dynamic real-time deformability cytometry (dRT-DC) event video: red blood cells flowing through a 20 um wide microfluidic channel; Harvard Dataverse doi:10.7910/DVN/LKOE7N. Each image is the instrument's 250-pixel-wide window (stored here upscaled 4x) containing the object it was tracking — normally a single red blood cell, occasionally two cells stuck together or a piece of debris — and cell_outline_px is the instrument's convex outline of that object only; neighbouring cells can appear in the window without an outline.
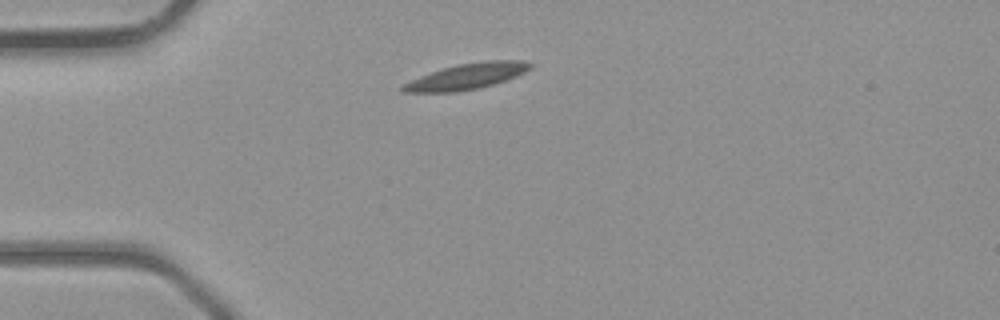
{"species": "common noctule bat (a hibernating species)", "species_latin": "Nyctalus noctula", "temperature_condition": "room temperature", "stored_images_in_passage": 1, "camera_frame_rate_fps": 3000, "um_per_image_px": 0.085, "animal": {"sex": "male", "body_mass_g": 23.1, "forearm_length_mm": 52.7}, "frame": {"image": 1, "passage_image": 1, "time_ms": 0.0, "image_size_px": [1000, 320], "cell_outline_px": [[532, 68], [516, 76], [492, 84], [476, 88], [456, 92], [404, 92], [400, 88], [404, 84], [420, 76], [456, 64], [488, 60], [524, 60], [532, 64]], "centroid_in_image_um": [39.71, 6.48], "position_along_channel_um": 45.3, "area_um2": 18.84}}